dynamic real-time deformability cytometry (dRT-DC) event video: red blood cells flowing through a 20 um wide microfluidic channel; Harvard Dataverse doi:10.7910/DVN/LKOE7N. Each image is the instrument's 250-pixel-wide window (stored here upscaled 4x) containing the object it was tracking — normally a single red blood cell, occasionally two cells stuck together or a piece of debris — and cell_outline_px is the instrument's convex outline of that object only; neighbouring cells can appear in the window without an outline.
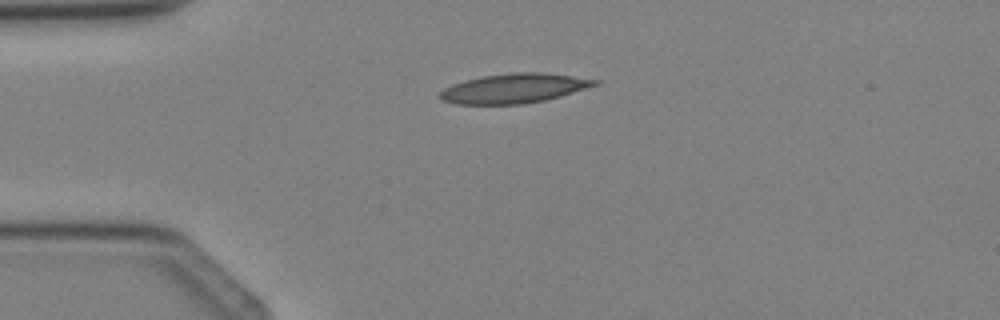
{"species": "Egyptian fruit bat (a non-hibernating species)", "species_latin": "Rousettus aegyptiacus", "temperature_condition": "cold", "stored_images_in_passage": 2, "camera_frame_rate_fps": 3000, "um_per_image_px": 0.085, "animal": {"sex": "female"}, "frame": {"image": 1, "passage_image": 2, "time_ms": 1.0, "image_size_px": [1000, 320], "cell_outline_px": [[600, 84], [560, 96], [544, 100], [524, 104], [456, 104], [440, 100], [436, 96], [444, 88], [452, 84], [464, 80], [480, 76], [512, 72], [548, 72], [600, 80]], "centroid_in_image_um": [43.67, 7.5], "position_along_channel_um": 41.3, "area_um2": 26.99}}